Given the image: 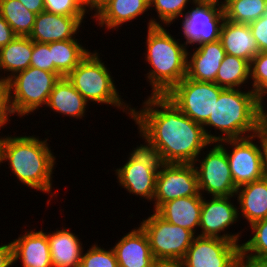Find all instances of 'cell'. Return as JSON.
<instances>
[{
	"label": "cell",
	"instance_id": "1",
	"mask_svg": "<svg viewBox=\"0 0 267 267\" xmlns=\"http://www.w3.org/2000/svg\"><path fill=\"white\" fill-rule=\"evenodd\" d=\"M142 108L132 107V121L142 145L154 152L161 163L193 164L211 143L203 125L194 122L166 96L145 98Z\"/></svg>",
	"mask_w": 267,
	"mask_h": 267
},
{
	"label": "cell",
	"instance_id": "2",
	"mask_svg": "<svg viewBox=\"0 0 267 267\" xmlns=\"http://www.w3.org/2000/svg\"><path fill=\"white\" fill-rule=\"evenodd\" d=\"M13 136L5 134L0 148V167L7 162L12 176L28 189L48 194L50 204L52 197L59 195L53 191V177L56 165V156L48 143L49 137L40 139L36 135ZM56 194V195H55Z\"/></svg>",
	"mask_w": 267,
	"mask_h": 267
},
{
	"label": "cell",
	"instance_id": "3",
	"mask_svg": "<svg viewBox=\"0 0 267 267\" xmlns=\"http://www.w3.org/2000/svg\"><path fill=\"white\" fill-rule=\"evenodd\" d=\"M244 90L223 89L220 92L213 112L203 124L211 143L256 135L264 125V110L257 104L255 92L249 87ZM208 129H214L216 134Z\"/></svg>",
	"mask_w": 267,
	"mask_h": 267
},
{
	"label": "cell",
	"instance_id": "4",
	"mask_svg": "<svg viewBox=\"0 0 267 267\" xmlns=\"http://www.w3.org/2000/svg\"><path fill=\"white\" fill-rule=\"evenodd\" d=\"M146 30L143 56L150 68L144 76L151 86L150 94L166 95L186 77L188 47L175 39L166 26H152Z\"/></svg>",
	"mask_w": 267,
	"mask_h": 267
},
{
	"label": "cell",
	"instance_id": "5",
	"mask_svg": "<svg viewBox=\"0 0 267 267\" xmlns=\"http://www.w3.org/2000/svg\"><path fill=\"white\" fill-rule=\"evenodd\" d=\"M98 51H90L66 77L88 103L114 106L131 119L132 105L119 95L112 72Z\"/></svg>",
	"mask_w": 267,
	"mask_h": 267
},
{
	"label": "cell",
	"instance_id": "6",
	"mask_svg": "<svg viewBox=\"0 0 267 267\" xmlns=\"http://www.w3.org/2000/svg\"><path fill=\"white\" fill-rule=\"evenodd\" d=\"M60 79L56 73L28 67L8 80L10 105L19 119L32 115L46 107L55 83Z\"/></svg>",
	"mask_w": 267,
	"mask_h": 267
},
{
	"label": "cell",
	"instance_id": "7",
	"mask_svg": "<svg viewBox=\"0 0 267 267\" xmlns=\"http://www.w3.org/2000/svg\"><path fill=\"white\" fill-rule=\"evenodd\" d=\"M127 156L126 163L114 170L117 182L130 195L139 196L141 200L146 199L151 204L161 162L154 152L142 144L133 147Z\"/></svg>",
	"mask_w": 267,
	"mask_h": 267
},
{
	"label": "cell",
	"instance_id": "8",
	"mask_svg": "<svg viewBox=\"0 0 267 267\" xmlns=\"http://www.w3.org/2000/svg\"><path fill=\"white\" fill-rule=\"evenodd\" d=\"M208 147L212 148L209 150ZM206 149L208 151L206 153L202 151L193 163L197 174L199 193L202 196L208 195V197L209 195L211 197L235 195L237 187L232 179L224 146L219 142H212Z\"/></svg>",
	"mask_w": 267,
	"mask_h": 267
},
{
	"label": "cell",
	"instance_id": "9",
	"mask_svg": "<svg viewBox=\"0 0 267 267\" xmlns=\"http://www.w3.org/2000/svg\"><path fill=\"white\" fill-rule=\"evenodd\" d=\"M140 221L155 260H182L196 235L181 226L168 223L155 211Z\"/></svg>",
	"mask_w": 267,
	"mask_h": 267
},
{
	"label": "cell",
	"instance_id": "10",
	"mask_svg": "<svg viewBox=\"0 0 267 267\" xmlns=\"http://www.w3.org/2000/svg\"><path fill=\"white\" fill-rule=\"evenodd\" d=\"M192 6L180 21V31L185 39L184 45L186 47L189 45L188 48L193 45L197 47V45L219 40L225 20L222 1L196 0Z\"/></svg>",
	"mask_w": 267,
	"mask_h": 267
},
{
	"label": "cell",
	"instance_id": "11",
	"mask_svg": "<svg viewBox=\"0 0 267 267\" xmlns=\"http://www.w3.org/2000/svg\"><path fill=\"white\" fill-rule=\"evenodd\" d=\"M224 88L213 82H199L185 77L166 96L186 116L203 125L213 112L215 101Z\"/></svg>",
	"mask_w": 267,
	"mask_h": 267
},
{
	"label": "cell",
	"instance_id": "12",
	"mask_svg": "<svg viewBox=\"0 0 267 267\" xmlns=\"http://www.w3.org/2000/svg\"><path fill=\"white\" fill-rule=\"evenodd\" d=\"M219 143L225 148L232 179L237 188L264 177L260 130L253 136L240 139H226Z\"/></svg>",
	"mask_w": 267,
	"mask_h": 267
},
{
	"label": "cell",
	"instance_id": "13",
	"mask_svg": "<svg viewBox=\"0 0 267 267\" xmlns=\"http://www.w3.org/2000/svg\"><path fill=\"white\" fill-rule=\"evenodd\" d=\"M209 198L210 199L205 195L202 196L199 224L200 234H198V236L217 237L241 244L242 240H240V238H242V231L237 233H229L230 231H227L232 225L237 224L236 222L240 220L237 201L236 205L234 203V198H236L235 195Z\"/></svg>",
	"mask_w": 267,
	"mask_h": 267
},
{
	"label": "cell",
	"instance_id": "14",
	"mask_svg": "<svg viewBox=\"0 0 267 267\" xmlns=\"http://www.w3.org/2000/svg\"><path fill=\"white\" fill-rule=\"evenodd\" d=\"M202 196L193 164L161 163L156 176L153 211L180 197Z\"/></svg>",
	"mask_w": 267,
	"mask_h": 267
},
{
	"label": "cell",
	"instance_id": "15",
	"mask_svg": "<svg viewBox=\"0 0 267 267\" xmlns=\"http://www.w3.org/2000/svg\"><path fill=\"white\" fill-rule=\"evenodd\" d=\"M240 245L197 235L182 260L185 267H239Z\"/></svg>",
	"mask_w": 267,
	"mask_h": 267
},
{
	"label": "cell",
	"instance_id": "16",
	"mask_svg": "<svg viewBox=\"0 0 267 267\" xmlns=\"http://www.w3.org/2000/svg\"><path fill=\"white\" fill-rule=\"evenodd\" d=\"M86 17L62 16L42 11L36 14L29 38L34 42L50 43L75 39Z\"/></svg>",
	"mask_w": 267,
	"mask_h": 267
},
{
	"label": "cell",
	"instance_id": "17",
	"mask_svg": "<svg viewBox=\"0 0 267 267\" xmlns=\"http://www.w3.org/2000/svg\"><path fill=\"white\" fill-rule=\"evenodd\" d=\"M26 230L11 241L14 265L20 260L22 267H53L49 241L43 228Z\"/></svg>",
	"mask_w": 267,
	"mask_h": 267
},
{
	"label": "cell",
	"instance_id": "18",
	"mask_svg": "<svg viewBox=\"0 0 267 267\" xmlns=\"http://www.w3.org/2000/svg\"><path fill=\"white\" fill-rule=\"evenodd\" d=\"M187 50L186 77L199 82L216 83V74L225 56L220 40ZM191 51V52H190Z\"/></svg>",
	"mask_w": 267,
	"mask_h": 267
},
{
	"label": "cell",
	"instance_id": "19",
	"mask_svg": "<svg viewBox=\"0 0 267 267\" xmlns=\"http://www.w3.org/2000/svg\"><path fill=\"white\" fill-rule=\"evenodd\" d=\"M112 249L119 267H154L156 260L148 237L139 224L122 236Z\"/></svg>",
	"mask_w": 267,
	"mask_h": 267
},
{
	"label": "cell",
	"instance_id": "20",
	"mask_svg": "<svg viewBox=\"0 0 267 267\" xmlns=\"http://www.w3.org/2000/svg\"><path fill=\"white\" fill-rule=\"evenodd\" d=\"M45 233L50 245L53 267H80L84 247L79 235H75L71 228L66 226Z\"/></svg>",
	"mask_w": 267,
	"mask_h": 267
},
{
	"label": "cell",
	"instance_id": "21",
	"mask_svg": "<svg viewBox=\"0 0 267 267\" xmlns=\"http://www.w3.org/2000/svg\"><path fill=\"white\" fill-rule=\"evenodd\" d=\"M149 10V0H111L93 20L106 31H118L119 27L138 20Z\"/></svg>",
	"mask_w": 267,
	"mask_h": 267
},
{
	"label": "cell",
	"instance_id": "22",
	"mask_svg": "<svg viewBox=\"0 0 267 267\" xmlns=\"http://www.w3.org/2000/svg\"><path fill=\"white\" fill-rule=\"evenodd\" d=\"M235 197L239 219H245L248 226L267 218V178L238 187Z\"/></svg>",
	"mask_w": 267,
	"mask_h": 267
},
{
	"label": "cell",
	"instance_id": "23",
	"mask_svg": "<svg viewBox=\"0 0 267 267\" xmlns=\"http://www.w3.org/2000/svg\"><path fill=\"white\" fill-rule=\"evenodd\" d=\"M201 208L202 196L180 197L164 203L156 213L168 223L190 230L197 236Z\"/></svg>",
	"mask_w": 267,
	"mask_h": 267
},
{
	"label": "cell",
	"instance_id": "24",
	"mask_svg": "<svg viewBox=\"0 0 267 267\" xmlns=\"http://www.w3.org/2000/svg\"><path fill=\"white\" fill-rule=\"evenodd\" d=\"M89 105L67 77H62L55 83L44 108L51 109L55 114L80 120L87 115Z\"/></svg>",
	"mask_w": 267,
	"mask_h": 267
},
{
	"label": "cell",
	"instance_id": "25",
	"mask_svg": "<svg viewBox=\"0 0 267 267\" xmlns=\"http://www.w3.org/2000/svg\"><path fill=\"white\" fill-rule=\"evenodd\" d=\"M219 40L226 54L240 57L249 63L260 52L249 24L233 23L225 19Z\"/></svg>",
	"mask_w": 267,
	"mask_h": 267
},
{
	"label": "cell",
	"instance_id": "26",
	"mask_svg": "<svg viewBox=\"0 0 267 267\" xmlns=\"http://www.w3.org/2000/svg\"><path fill=\"white\" fill-rule=\"evenodd\" d=\"M32 52L33 41L29 37L17 36L0 48V79L8 81L16 73L30 67Z\"/></svg>",
	"mask_w": 267,
	"mask_h": 267
},
{
	"label": "cell",
	"instance_id": "27",
	"mask_svg": "<svg viewBox=\"0 0 267 267\" xmlns=\"http://www.w3.org/2000/svg\"><path fill=\"white\" fill-rule=\"evenodd\" d=\"M82 39H70L65 41L50 42L49 49L52 61L56 67V74L66 77L91 51L82 46Z\"/></svg>",
	"mask_w": 267,
	"mask_h": 267
},
{
	"label": "cell",
	"instance_id": "28",
	"mask_svg": "<svg viewBox=\"0 0 267 267\" xmlns=\"http://www.w3.org/2000/svg\"><path fill=\"white\" fill-rule=\"evenodd\" d=\"M250 83V63L240 57L225 54L216 74V84L224 89H242ZM245 84V85H244Z\"/></svg>",
	"mask_w": 267,
	"mask_h": 267
},
{
	"label": "cell",
	"instance_id": "29",
	"mask_svg": "<svg viewBox=\"0 0 267 267\" xmlns=\"http://www.w3.org/2000/svg\"><path fill=\"white\" fill-rule=\"evenodd\" d=\"M0 15L10 25L16 36L29 37L36 14L25 8L19 0H0Z\"/></svg>",
	"mask_w": 267,
	"mask_h": 267
},
{
	"label": "cell",
	"instance_id": "30",
	"mask_svg": "<svg viewBox=\"0 0 267 267\" xmlns=\"http://www.w3.org/2000/svg\"><path fill=\"white\" fill-rule=\"evenodd\" d=\"M225 19L240 24H250L264 15L267 0H223Z\"/></svg>",
	"mask_w": 267,
	"mask_h": 267
},
{
	"label": "cell",
	"instance_id": "31",
	"mask_svg": "<svg viewBox=\"0 0 267 267\" xmlns=\"http://www.w3.org/2000/svg\"><path fill=\"white\" fill-rule=\"evenodd\" d=\"M196 0H149L150 9L157 12L158 18H149L147 28L152 26H166L179 20L185 14L187 7ZM189 4V5H188Z\"/></svg>",
	"mask_w": 267,
	"mask_h": 267
},
{
	"label": "cell",
	"instance_id": "32",
	"mask_svg": "<svg viewBox=\"0 0 267 267\" xmlns=\"http://www.w3.org/2000/svg\"><path fill=\"white\" fill-rule=\"evenodd\" d=\"M250 238L240 245V257H267V218L250 226Z\"/></svg>",
	"mask_w": 267,
	"mask_h": 267
},
{
	"label": "cell",
	"instance_id": "33",
	"mask_svg": "<svg viewBox=\"0 0 267 267\" xmlns=\"http://www.w3.org/2000/svg\"><path fill=\"white\" fill-rule=\"evenodd\" d=\"M90 246L83 250L80 267H119L112 247L105 249L97 243Z\"/></svg>",
	"mask_w": 267,
	"mask_h": 267
},
{
	"label": "cell",
	"instance_id": "34",
	"mask_svg": "<svg viewBox=\"0 0 267 267\" xmlns=\"http://www.w3.org/2000/svg\"><path fill=\"white\" fill-rule=\"evenodd\" d=\"M44 11L62 16L87 17L75 0H44Z\"/></svg>",
	"mask_w": 267,
	"mask_h": 267
},
{
	"label": "cell",
	"instance_id": "35",
	"mask_svg": "<svg viewBox=\"0 0 267 267\" xmlns=\"http://www.w3.org/2000/svg\"><path fill=\"white\" fill-rule=\"evenodd\" d=\"M30 66L56 73V67L53 64L49 43H40L33 41V52Z\"/></svg>",
	"mask_w": 267,
	"mask_h": 267
},
{
	"label": "cell",
	"instance_id": "36",
	"mask_svg": "<svg viewBox=\"0 0 267 267\" xmlns=\"http://www.w3.org/2000/svg\"><path fill=\"white\" fill-rule=\"evenodd\" d=\"M267 80V52H259L250 62V83L254 92ZM252 81V82H251Z\"/></svg>",
	"mask_w": 267,
	"mask_h": 267
},
{
	"label": "cell",
	"instance_id": "37",
	"mask_svg": "<svg viewBox=\"0 0 267 267\" xmlns=\"http://www.w3.org/2000/svg\"><path fill=\"white\" fill-rule=\"evenodd\" d=\"M11 116H14L9 95V84L8 81L0 79V128L2 130L10 124Z\"/></svg>",
	"mask_w": 267,
	"mask_h": 267
},
{
	"label": "cell",
	"instance_id": "38",
	"mask_svg": "<svg viewBox=\"0 0 267 267\" xmlns=\"http://www.w3.org/2000/svg\"><path fill=\"white\" fill-rule=\"evenodd\" d=\"M260 52H267V7L264 15L249 24Z\"/></svg>",
	"mask_w": 267,
	"mask_h": 267
},
{
	"label": "cell",
	"instance_id": "39",
	"mask_svg": "<svg viewBox=\"0 0 267 267\" xmlns=\"http://www.w3.org/2000/svg\"><path fill=\"white\" fill-rule=\"evenodd\" d=\"M14 266L13 246L11 241L0 245V267Z\"/></svg>",
	"mask_w": 267,
	"mask_h": 267
},
{
	"label": "cell",
	"instance_id": "40",
	"mask_svg": "<svg viewBox=\"0 0 267 267\" xmlns=\"http://www.w3.org/2000/svg\"><path fill=\"white\" fill-rule=\"evenodd\" d=\"M17 36L14 34L10 25L0 15V48L6 46L9 42Z\"/></svg>",
	"mask_w": 267,
	"mask_h": 267
},
{
	"label": "cell",
	"instance_id": "41",
	"mask_svg": "<svg viewBox=\"0 0 267 267\" xmlns=\"http://www.w3.org/2000/svg\"><path fill=\"white\" fill-rule=\"evenodd\" d=\"M260 142L262 152V170L263 175L267 178V127L265 125L260 129Z\"/></svg>",
	"mask_w": 267,
	"mask_h": 267
},
{
	"label": "cell",
	"instance_id": "42",
	"mask_svg": "<svg viewBox=\"0 0 267 267\" xmlns=\"http://www.w3.org/2000/svg\"><path fill=\"white\" fill-rule=\"evenodd\" d=\"M239 267H267V257H240Z\"/></svg>",
	"mask_w": 267,
	"mask_h": 267
},
{
	"label": "cell",
	"instance_id": "43",
	"mask_svg": "<svg viewBox=\"0 0 267 267\" xmlns=\"http://www.w3.org/2000/svg\"><path fill=\"white\" fill-rule=\"evenodd\" d=\"M29 11L39 14L44 11V0H19Z\"/></svg>",
	"mask_w": 267,
	"mask_h": 267
},
{
	"label": "cell",
	"instance_id": "44",
	"mask_svg": "<svg viewBox=\"0 0 267 267\" xmlns=\"http://www.w3.org/2000/svg\"><path fill=\"white\" fill-rule=\"evenodd\" d=\"M265 97H267V80L255 91L256 102L264 111L267 109V103L264 101Z\"/></svg>",
	"mask_w": 267,
	"mask_h": 267
},
{
	"label": "cell",
	"instance_id": "45",
	"mask_svg": "<svg viewBox=\"0 0 267 267\" xmlns=\"http://www.w3.org/2000/svg\"><path fill=\"white\" fill-rule=\"evenodd\" d=\"M154 267H185L183 260H157Z\"/></svg>",
	"mask_w": 267,
	"mask_h": 267
},
{
	"label": "cell",
	"instance_id": "46",
	"mask_svg": "<svg viewBox=\"0 0 267 267\" xmlns=\"http://www.w3.org/2000/svg\"><path fill=\"white\" fill-rule=\"evenodd\" d=\"M111 0H92L93 18L110 2ZM94 11V12H93Z\"/></svg>",
	"mask_w": 267,
	"mask_h": 267
},
{
	"label": "cell",
	"instance_id": "47",
	"mask_svg": "<svg viewBox=\"0 0 267 267\" xmlns=\"http://www.w3.org/2000/svg\"><path fill=\"white\" fill-rule=\"evenodd\" d=\"M77 4L90 16L93 18L92 15V0H75ZM90 12V13H89Z\"/></svg>",
	"mask_w": 267,
	"mask_h": 267
},
{
	"label": "cell",
	"instance_id": "48",
	"mask_svg": "<svg viewBox=\"0 0 267 267\" xmlns=\"http://www.w3.org/2000/svg\"><path fill=\"white\" fill-rule=\"evenodd\" d=\"M264 125L267 127V110L264 111Z\"/></svg>",
	"mask_w": 267,
	"mask_h": 267
},
{
	"label": "cell",
	"instance_id": "49",
	"mask_svg": "<svg viewBox=\"0 0 267 267\" xmlns=\"http://www.w3.org/2000/svg\"><path fill=\"white\" fill-rule=\"evenodd\" d=\"M0 130H1V128H0ZM2 139H3V136L1 134V136H0V148H1Z\"/></svg>",
	"mask_w": 267,
	"mask_h": 267
}]
</instances>
